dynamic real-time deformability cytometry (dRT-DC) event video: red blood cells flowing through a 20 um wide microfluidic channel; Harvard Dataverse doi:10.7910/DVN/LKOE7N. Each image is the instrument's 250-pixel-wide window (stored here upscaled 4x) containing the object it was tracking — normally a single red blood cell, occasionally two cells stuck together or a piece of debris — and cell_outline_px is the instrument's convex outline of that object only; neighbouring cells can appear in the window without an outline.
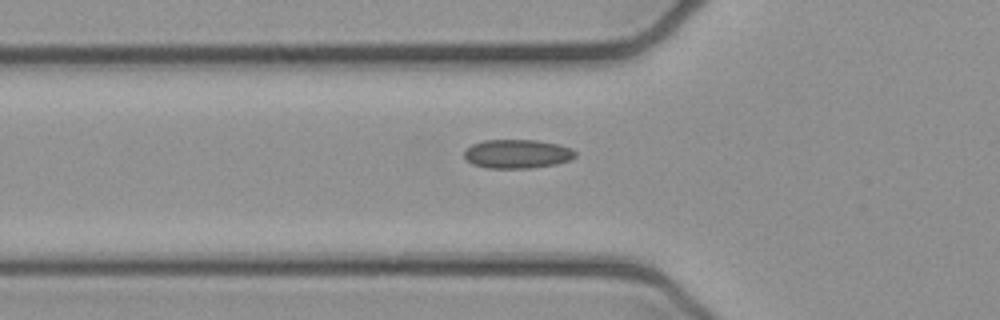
{"species": "common noctule bat (a hibernating species)", "species_latin": "Nyctalus noctula", "temperature_condition": "cold", "stored_images_in_passage": 6, "camera_frame_rate_fps": 3000, "um_per_image_px": 0.085, "animal": {"sex": "female", "body_mass_g": 21.9}, "frame": {"image": 1, "passage_image": 6, "time_ms": 1.667, "image_size_px": [1000, 320], "cell_outline_px": [[576, 156], [572, 160], [556, 164], [532, 168], [488, 168], [472, 164], [464, 160], [464, 148], [472, 144], [484, 140], [536, 140], [560, 144], [572, 148], [576, 152]], "centroid_in_image_um": [43.96, 13.08], "position_along_channel_um": 81.8, "area_um2": 19.07}}